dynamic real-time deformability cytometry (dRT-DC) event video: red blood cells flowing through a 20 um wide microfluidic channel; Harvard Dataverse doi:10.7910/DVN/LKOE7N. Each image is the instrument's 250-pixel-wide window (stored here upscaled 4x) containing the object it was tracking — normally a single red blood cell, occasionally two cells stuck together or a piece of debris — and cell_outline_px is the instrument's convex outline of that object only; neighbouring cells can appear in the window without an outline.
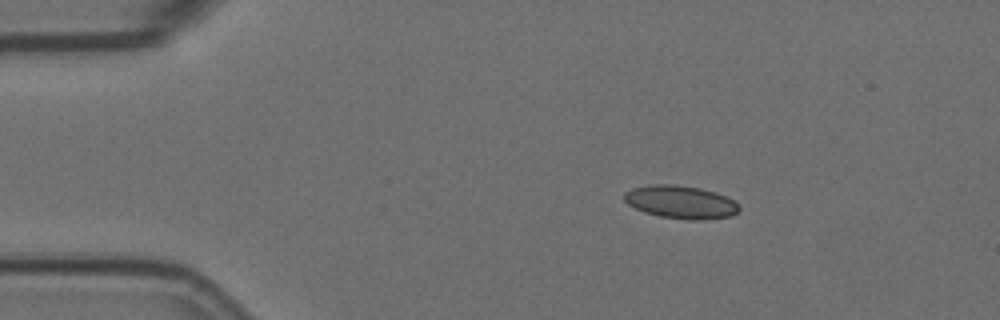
{"species": "Egyptian fruit bat (a non-hibernating species)", "species_latin": "Rousettus aegyptiacus", "temperature_condition": "room temperature", "stored_images_in_passage": 48, "camera_frame_rate_fps": 3000, "um_per_image_px": 0.085, "animal": {"sex": "female"}, "frame": {"image": 1, "passage_image": 1, "time_ms": 0.0, "image_size_px": [1000, 320], "cell_outline_px": [[740, 208], [732, 216], [700, 220], [688, 220], [660, 216], [644, 212], [628, 204], [624, 200], [624, 192], [632, 188], [648, 184], [676, 184], [700, 188], [716, 192], [732, 200]], "centroid_in_image_um": [57.82, 17.16], "position_along_channel_um": 27.2, "area_um2": 22.08}}
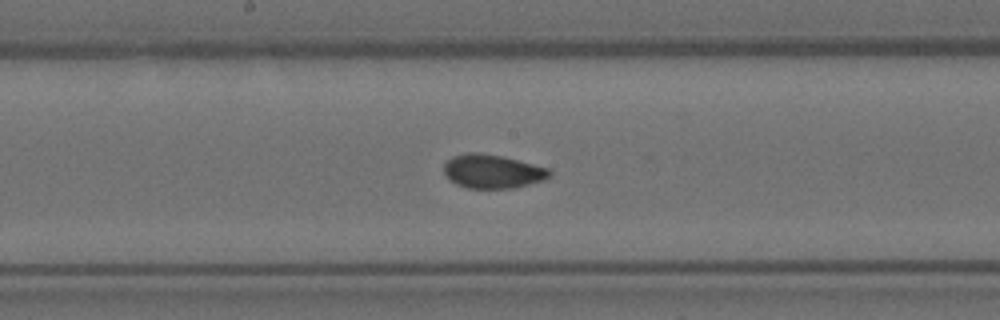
{"frame": {"image": 2, "passage_image": 21, "time_ms": 6.667, "image_size_px": [1000, 320], "cell_outline_px": [[552, 176], [544, 180], [512, 188], [468, 188], [456, 184], [448, 180], [444, 172], [444, 164], [452, 156], [468, 152], [480, 152], [504, 156], [548, 168], [552, 172]], "centroid_in_image_um": [41.85, 14.56], "position_along_channel_um": 206.3, "area_um2": 20.98}}
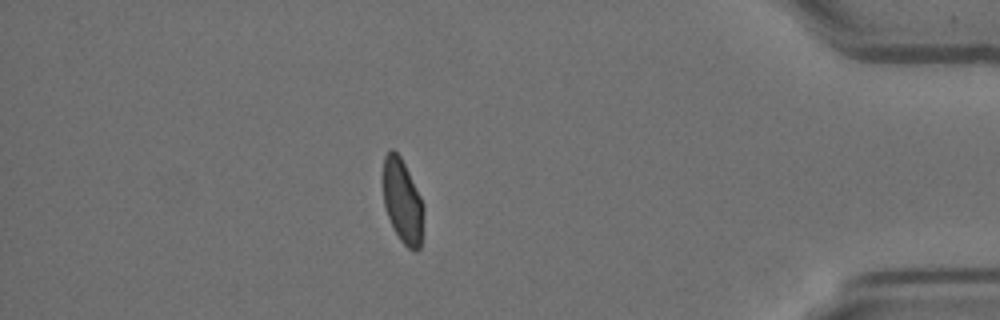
{"frame": {"image": 3, "passage_image": 41, "time_ms": 13.333, "image_size_px": [1000, 320], "cell_outline_px": [[424, 212], [420, 248], [416, 252], [408, 248], [400, 240], [392, 228], [384, 204], [380, 180], [384, 156], [392, 148], [400, 156], [424, 204]], "centroid_in_image_um": [34.17, 17.1], "position_along_channel_um": 401.0, "area_um2": 20.35}, "authors_computed_cell_mechanics": {"area_um2": 20.7502, "velocity_mm_per_s": 3.5573, "shape_relaxation_time_tau1_ms": null, "shape_relaxation_time_tau2_ms": 1.0895, "deformation_change_tau1": null, "deformation_change_tau2": 0.0515}}